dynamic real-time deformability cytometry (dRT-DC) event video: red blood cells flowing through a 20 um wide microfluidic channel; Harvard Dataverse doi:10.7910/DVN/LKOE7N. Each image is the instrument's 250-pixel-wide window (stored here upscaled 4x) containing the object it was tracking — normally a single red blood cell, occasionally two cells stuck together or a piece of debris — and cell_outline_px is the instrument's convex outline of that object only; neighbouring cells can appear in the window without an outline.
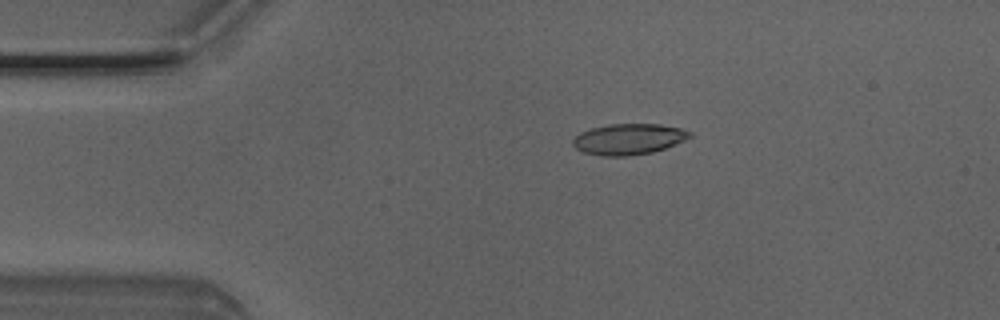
{"species": "Egyptian fruit bat (a non-hibernating species)", "species_latin": "Rousettus aegyptiacus", "temperature_condition": "room temperature", "stored_images_in_passage": 5, "camera_frame_rate_fps": 3000, "um_per_image_px": 0.085, "animal": {"sex": "male"}, "frame": {"image": 1, "passage_image": 3, "time_ms": 0.667, "image_size_px": [1000, 320], "cell_outline_px": [[692, 136], [684, 140], [664, 148], [652, 152], [628, 156], [600, 156], [580, 152], [572, 144], [572, 140], [580, 132], [592, 128], [608, 124], [660, 124], [680, 128], [692, 132]], "centroid_in_image_um": [53.39, 11.83], "position_along_channel_um": 31.6, "area_um2": 21.1}}